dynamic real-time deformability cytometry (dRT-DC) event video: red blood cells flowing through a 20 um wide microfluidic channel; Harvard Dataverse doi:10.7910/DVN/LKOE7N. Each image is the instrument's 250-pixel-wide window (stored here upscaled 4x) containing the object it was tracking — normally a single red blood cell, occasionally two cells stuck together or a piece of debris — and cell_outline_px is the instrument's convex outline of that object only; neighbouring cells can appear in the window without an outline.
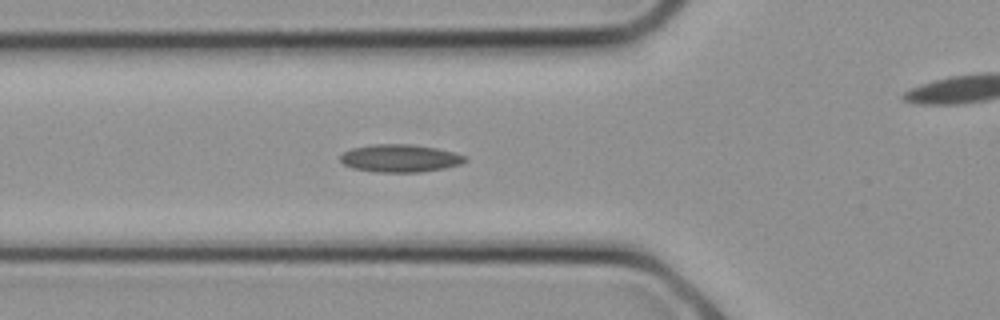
{"species": "common noctule bat (a hibernating species)", "species_latin": "Nyctalus noctula", "temperature_condition": "cold", "stored_images_in_passage": 16, "camera_frame_rate_fps": 3000, "um_per_image_px": 0.085, "animal": {"sex": "female", "body_mass_g": 21.9}, "frame": {"image": 1, "passage_image": 8, "time_ms": 2.333, "image_size_px": [1000, 320], "cell_outline_px": [[468, 160], [460, 164], [444, 168], [420, 172], [376, 172], [352, 168], [344, 164], [340, 160], [340, 156], [344, 152], [352, 148], [372, 144], [412, 144], [436, 148], [468, 156]], "centroid_in_image_um": [34.01, 13.45], "position_along_channel_um": 91.8, "area_um2": 20.17}}
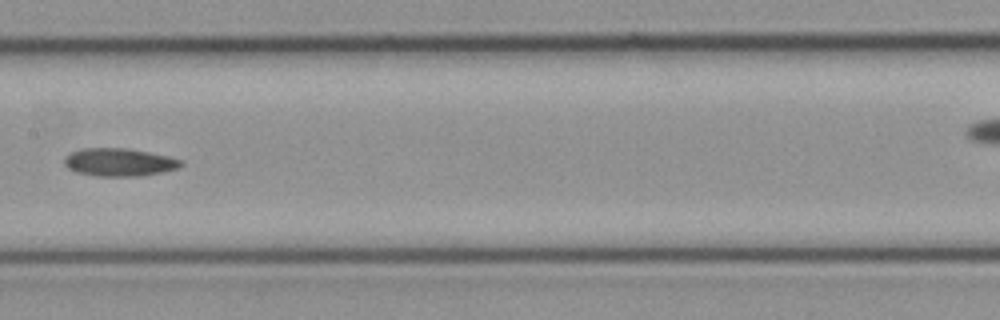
{"frame": {"image": 2, "passage_image": 12, "time_ms": 3.667, "image_size_px": [1000, 320], "cell_outline_px": [[184, 164], [180, 168], [140, 176], [96, 176], [76, 172], [68, 168], [64, 164], [64, 156], [80, 148], [128, 148], [168, 156], [184, 160]], "centroid_in_image_um": [10.14, 13.78], "position_along_channel_um": 197.3, "area_um2": 19.13}}
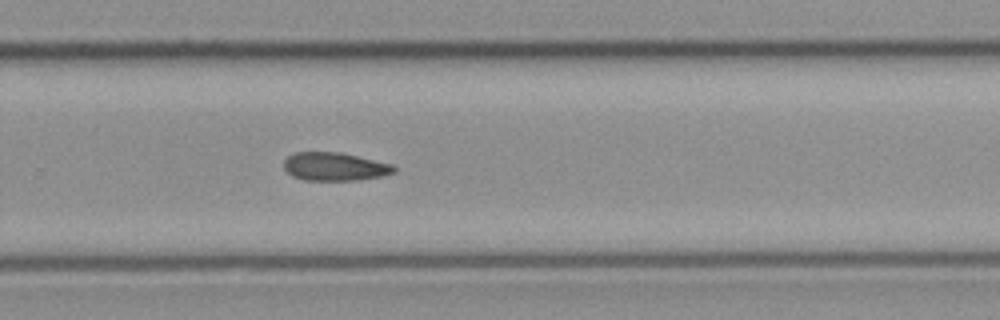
{"frame": {"image": 3, "passage_image": 16, "time_ms": 5.0, "image_size_px": [1000, 320], "cell_outline_px": [[396, 172], [380, 176], [356, 180], [304, 180], [292, 176], [284, 168], [284, 160], [292, 152], [340, 152], [392, 164], [396, 168]], "centroid_in_image_um": [28.43, 14.15], "position_along_channel_um": 301.4, "area_um2": 18.09}}